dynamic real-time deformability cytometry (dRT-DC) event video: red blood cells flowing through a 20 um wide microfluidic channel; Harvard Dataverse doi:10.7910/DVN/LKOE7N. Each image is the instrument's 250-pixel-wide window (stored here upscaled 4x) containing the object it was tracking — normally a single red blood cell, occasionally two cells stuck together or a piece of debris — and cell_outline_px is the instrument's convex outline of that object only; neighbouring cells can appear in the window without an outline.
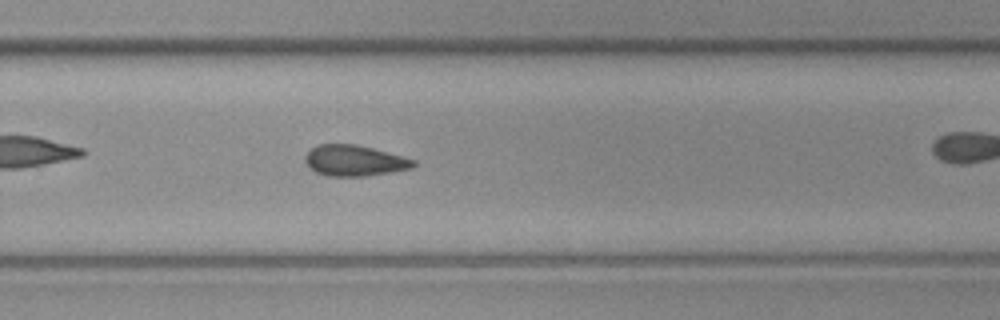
{"species": "common noctule bat (a hibernating species)", "species_latin": "Nyctalus noctula", "temperature_condition": "cold", "stored_images_in_passage": 26, "camera_frame_rate_fps": 3000, "um_per_image_px": 0.085, "animal": {"sex": "female", "body_mass_g": 19.3, "forearm_length_mm": 54.1}, "frame": {"image": 1, "passage_image": 19, "time_ms": 6.0, "image_size_px": [1000, 320], "cell_outline_px": [[416, 164], [412, 168], [392, 172], [364, 176], [324, 176], [308, 168], [304, 160], [304, 156], [312, 148], [320, 144], [356, 144], [372, 148], [416, 160]], "centroid_in_image_um": [30.1, 13.66], "position_along_channel_um": 299.7, "area_um2": 19.54}}
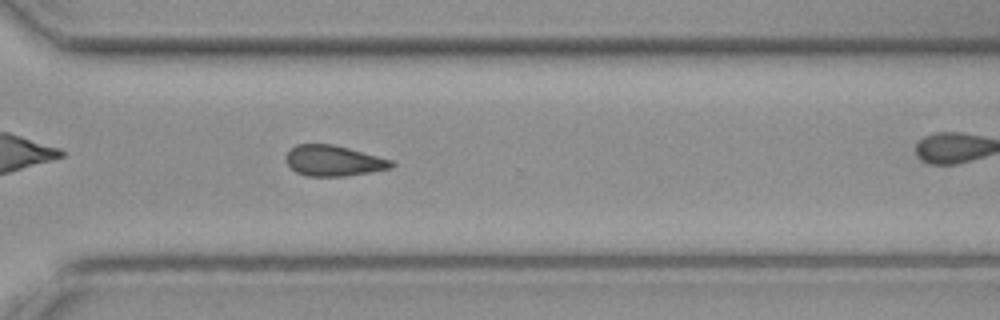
{"frame": {"image": 2, "passage_image": 22, "time_ms": 7.0, "image_size_px": [1000, 320], "cell_outline_px": [[396, 164], [392, 168], [372, 172], [344, 176], [304, 176], [296, 172], [288, 164], [284, 156], [296, 144], [332, 144], [348, 148], [392, 160]], "centroid_in_image_um": [28.35, 13.67], "position_along_channel_um": 342.2, "area_um2": 18.84}}